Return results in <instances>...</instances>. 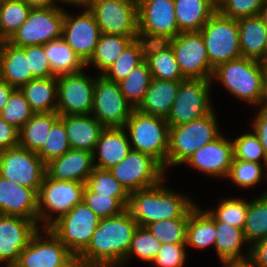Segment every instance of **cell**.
<instances>
[{
	"label": "cell",
	"mask_w": 267,
	"mask_h": 267,
	"mask_svg": "<svg viewBox=\"0 0 267 267\" xmlns=\"http://www.w3.org/2000/svg\"><path fill=\"white\" fill-rule=\"evenodd\" d=\"M16 88L10 86L6 81L0 78V112L2 109L5 107L7 104L11 93L15 90Z\"/></svg>",
	"instance_id": "cell-56"
},
{
	"label": "cell",
	"mask_w": 267,
	"mask_h": 267,
	"mask_svg": "<svg viewBox=\"0 0 267 267\" xmlns=\"http://www.w3.org/2000/svg\"><path fill=\"white\" fill-rule=\"evenodd\" d=\"M83 202L101 219L117 216L126 210L115 197L92 192L87 186L84 189Z\"/></svg>",
	"instance_id": "cell-48"
},
{
	"label": "cell",
	"mask_w": 267,
	"mask_h": 267,
	"mask_svg": "<svg viewBox=\"0 0 267 267\" xmlns=\"http://www.w3.org/2000/svg\"><path fill=\"white\" fill-rule=\"evenodd\" d=\"M144 60L145 41L137 38L124 49L121 56L102 74V76L110 81L119 83Z\"/></svg>",
	"instance_id": "cell-37"
},
{
	"label": "cell",
	"mask_w": 267,
	"mask_h": 267,
	"mask_svg": "<svg viewBox=\"0 0 267 267\" xmlns=\"http://www.w3.org/2000/svg\"><path fill=\"white\" fill-rule=\"evenodd\" d=\"M59 118L57 112L34 113L19 130V146L37 153L45 145L52 125Z\"/></svg>",
	"instance_id": "cell-34"
},
{
	"label": "cell",
	"mask_w": 267,
	"mask_h": 267,
	"mask_svg": "<svg viewBox=\"0 0 267 267\" xmlns=\"http://www.w3.org/2000/svg\"><path fill=\"white\" fill-rule=\"evenodd\" d=\"M30 11L23 0H6L0 5V28L7 40L27 20Z\"/></svg>",
	"instance_id": "cell-41"
},
{
	"label": "cell",
	"mask_w": 267,
	"mask_h": 267,
	"mask_svg": "<svg viewBox=\"0 0 267 267\" xmlns=\"http://www.w3.org/2000/svg\"><path fill=\"white\" fill-rule=\"evenodd\" d=\"M88 10L101 33L139 37L137 0H95Z\"/></svg>",
	"instance_id": "cell-13"
},
{
	"label": "cell",
	"mask_w": 267,
	"mask_h": 267,
	"mask_svg": "<svg viewBox=\"0 0 267 267\" xmlns=\"http://www.w3.org/2000/svg\"><path fill=\"white\" fill-rule=\"evenodd\" d=\"M20 90L34 113L57 112V102H55L58 95L57 76L33 79Z\"/></svg>",
	"instance_id": "cell-31"
},
{
	"label": "cell",
	"mask_w": 267,
	"mask_h": 267,
	"mask_svg": "<svg viewBox=\"0 0 267 267\" xmlns=\"http://www.w3.org/2000/svg\"><path fill=\"white\" fill-rule=\"evenodd\" d=\"M123 128L128 129L131 149L150 155L165 171L169 148V124L166 119L133 109Z\"/></svg>",
	"instance_id": "cell-5"
},
{
	"label": "cell",
	"mask_w": 267,
	"mask_h": 267,
	"mask_svg": "<svg viewBox=\"0 0 267 267\" xmlns=\"http://www.w3.org/2000/svg\"><path fill=\"white\" fill-rule=\"evenodd\" d=\"M181 81L152 78L142 102L136 108L139 112L167 118L176 99Z\"/></svg>",
	"instance_id": "cell-29"
},
{
	"label": "cell",
	"mask_w": 267,
	"mask_h": 267,
	"mask_svg": "<svg viewBox=\"0 0 267 267\" xmlns=\"http://www.w3.org/2000/svg\"><path fill=\"white\" fill-rule=\"evenodd\" d=\"M262 172L261 163L233 159L227 176L239 187L249 188L260 182Z\"/></svg>",
	"instance_id": "cell-49"
},
{
	"label": "cell",
	"mask_w": 267,
	"mask_h": 267,
	"mask_svg": "<svg viewBox=\"0 0 267 267\" xmlns=\"http://www.w3.org/2000/svg\"><path fill=\"white\" fill-rule=\"evenodd\" d=\"M25 55L28 56L29 71L32 72L33 79L55 77L46 57L44 45L26 46Z\"/></svg>",
	"instance_id": "cell-51"
},
{
	"label": "cell",
	"mask_w": 267,
	"mask_h": 267,
	"mask_svg": "<svg viewBox=\"0 0 267 267\" xmlns=\"http://www.w3.org/2000/svg\"><path fill=\"white\" fill-rule=\"evenodd\" d=\"M133 108L123 96L118 83L99 75L95 80L91 113L105 128L124 127Z\"/></svg>",
	"instance_id": "cell-15"
},
{
	"label": "cell",
	"mask_w": 267,
	"mask_h": 267,
	"mask_svg": "<svg viewBox=\"0 0 267 267\" xmlns=\"http://www.w3.org/2000/svg\"><path fill=\"white\" fill-rule=\"evenodd\" d=\"M261 105V109L255 117L252 128L258 136L267 157V103Z\"/></svg>",
	"instance_id": "cell-54"
},
{
	"label": "cell",
	"mask_w": 267,
	"mask_h": 267,
	"mask_svg": "<svg viewBox=\"0 0 267 267\" xmlns=\"http://www.w3.org/2000/svg\"><path fill=\"white\" fill-rule=\"evenodd\" d=\"M19 145V130L0 117V151Z\"/></svg>",
	"instance_id": "cell-53"
},
{
	"label": "cell",
	"mask_w": 267,
	"mask_h": 267,
	"mask_svg": "<svg viewBox=\"0 0 267 267\" xmlns=\"http://www.w3.org/2000/svg\"><path fill=\"white\" fill-rule=\"evenodd\" d=\"M128 138L123 127L104 128L93 151V163L99 160L94 167L109 170L120 163L132 150Z\"/></svg>",
	"instance_id": "cell-24"
},
{
	"label": "cell",
	"mask_w": 267,
	"mask_h": 267,
	"mask_svg": "<svg viewBox=\"0 0 267 267\" xmlns=\"http://www.w3.org/2000/svg\"><path fill=\"white\" fill-rule=\"evenodd\" d=\"M86 186L92 192L115 197L125 208L127 207L129 194L109 170L94 167Z\"/></svg>",
	"instance_id": "cell-40"
},
{
	"label": "cell",
	"mask_w": 267,
	"mask_h": 267,
	"mask_svg": "<svg viewBox=\"0 0 267 267\" xmlns=\"http://www.w3.org/2000/svg\"><path fill=\"white\" fill-rule=\"evenodd\" d=\"M152 80V75L147 62L144 60L118 84L126 101L133 109L142 102Z\"/></svg>",
	"instance_id": "cell-38"
},
{
	"label": "cell",
	"mask_w": 267,
	"mask_h": 267,
	"mask_svg": "<svg viewBox=\"0 0 267 267\" xmlns=\"http://www.w3.org/2000/svg\"><path fill=\"white\" fill-rule=\"evenodd\" d=\"M189 218L164 219L146 226L150 233L163 243H186V226Z\"/></svg>",
	"instance_id": "cell-42"
},
{
	"label": "cell",
	"mask_w": 267,
	"mask_h": 267,
	"mask_svg": "<svg viewBox=\"0 0 267 267\" xmlns=\"http://www.w3.org/2000/svg\"><path fill=\"white\" fill-rule=\"evenodd\" d=\"M109 171L128 194L157 185L165 175L163 167L154 158L135 150Z\"/></svg>",
	"instance_id": "cell-12"
},
{
	"label": "cell",
	"mask_w": 267,
	"mask_h": 267,
	"mask_svg": "<svg viewBox=\"0 0 267 267\" xmlns=\"http://www.w3.org/2000/svg\"><path fill=\"white\" fill-rule=\"evenodd\" d=\"M33 114L34 112L25 99L23 92L20 89H15L0 112V117L20 130L31 119Z\"/></svg>",
	"instance_id": "cell-44"
},
{
	"label": "cell",
	"mask_w": 267,
	"mask_h": 267,
	"mask_svg": "<svg viewBox=\"0 0 267 267\" xmlns=\"http://www.w3.org/2000/svg\"><path fill=\"white\" fill-rule=\"evenodd\" d=\"M65 2L69 4H74V5H82L83 7H86L88 9L90 5L95 1V0H60V2Z\"/></svg>",
	"instance_id": "cell-60"
},
{
	"label": "cell",
	"mask_w": 267,
	"mask_h": 267,
	"mask_svg": "<svg viewBox=\"0 0 267 267\" xmlns=\"http://www.w3.org/2000/svg\"><path fill=\"white\" fill-rule=\"evenodd\" d=\"M45 141V145L36 154L46 165L52 159L62 156L71 149L67 140L64 123L60 119L52 125Z\"/></svg>",
	"instance_id": "cell-43"
},
{
	"label": "cell",
	"mask_w": 267,
	"mask_h": 267,
	"mask_svg": "<svg viewBox=\"0 0 267 267\" xmlns=\"http://www.w3.org/2000/svg\"><path fill=\"white\" fill-rule=\"evenodd\" d=\"M215 218L207 211L194 207L186 226V246L203 249L215 244Z\"/></svg>",
	"instance_id": "cell-33"
},
{
	"label": "cell",
	"mask_w": 267,
	"mask_h": 267,
	"mask_svg": "<svg viewBox=\"0 0 267 267\" xmlns=\"http://www.w3.org/2000/svg\"><path fill=\"white\" fill-rule=\"evenodd\" d=\"M85 187L86 183L53 180L46 174L38 192V221L44 222L42 227L49 228L58 218L82 203ZM47 209L48 212L45 211ZM52 211L59 213L55 219H52Z\"/></svg>",
	"instance_id": "cell-8"
},
{
	"label": "cell",
	"mask_w": 267,
	"mask_h": 267,
	"mask_svg": "<svg viewBox=\"0 0 267 267\" xmlns=\"http://www.w3.org/2000/svg\"><path fill=\"white\" fill-rule=\"evenodd\" d=\"M162 243L159 242L146 227L138 226L134 231L131 245L125 260L130 255H136L146 262H153Z\"/></svg>",
	"instance_id": "cell-46"
},
{
	"label": "cell",
	"mask_w": 267,
	"mask_h": 267,
	"mask_svg": "<svg viewBox=\"0 0 267 267\" xmlns=\"http://www.w3.org/2000/svg\"><path fill=\"white\" fill-rule=\"evenodd\" d=\"M137 38L139 37L101 33L95 50L85 66L92 63L102 75L121 56L124 49Z\"/></svg>",
	"instance_id": "cell-32"
},
{
	"label": "cell",
	"mask_w": 267,
	"mask_h": 267,
	"mask_svg": "<svg viewBox=\"0 0 267 267\" xmlns=\"http://www.w3.org/2000/svg\"><path fill=\"white\" fill-rule=\"evenodd\" d=\"M175 54L185 79H211L214 69L210 66L205 43L200 32H182L167 41Z\"/></svg>",
	"instance_id": "cell-16"
},
{
	"label": "cell",
	"mask_w": 267,
	"mask_h": 267,
	"mask_svg": "<svg viewBox=\"0 0 267 267\" xmlns=\"http://www.w3.org/2000/svg\"><path fill=\"white\" fill-rule=\"evenodd\" d=\"M0 175L38 193L46 175V164L35 152L18 145L0 151Z\"/></svg>",
	"instance_id": "cell-14"
},
{
	"label": "cell",
	"mask_w": 267,
	"mask_h": 267,
	"mask_svg": "<svg viewBox=\"0 0 267 267\" xmlns=\"http://www.w3.org/2000/svg\"><path fill=\"white\" fill-rule=\"evenodd\" d=\"M6 0H0V5L3 4Z\"/></svg>",
	"instance_id": "cell-64"
},
{
	"label": "cell",
	"mask_w": 267,
	"mask_h": 267,
	"mask_svg": "<svg viewBox=\"0 0 267 267\" xmlns=\"http://www.w3.org/2000/svg\"><path fill=\"white\" fill-rule=\"evenodd\" d=\"M264 71V89L267 97V59L261 61Z\"/></svg>",
	"instance_id": "cell-62"
},
{
	"label": "cell",
	"mask_w": 267,
	"mask_h": 267,
	"mask_svg": "<svg viewBox=\"0 0 267 267\" xmlns=\"http://www.w3.org/2000/svg\"><path fill=\"white\" fill-rule=\"evenodd\" d=\"M264 22L265 28L267 30V0L264 1V6L259 14Z\"/></svg>",
	"instance_id": "cell-61"
},
{
	"label": "cell",
	"mask_w": 267,
	"mask_h": 267,
	"mask_svg": "<svg viewBox=\"0 0 267 267\" xmlns=\"http://www.w3.org/2000/svg\"><path fill=\"white\" fill-rule=\"evenodd\" d=\"M100 34V27L88 9L77 17L65 12L62 38L84 63L91 58Z\"/></svg>",
	"instance_id": "cell-19"
},
{
	"label": "cell",
	"mask_w": 267,
	"mask_h": 267,
	"mask_svg": "<svg viewBox=\"0 0 267 267\" xmlns=\"http://www.w3.org/2000/svg\"><path fill=\"white\" fill-rule=\"evenodd\" d=\"M65 11L54 6L31 9L27 20L7 40L17 47L44 45L62 37Z\"/></svg>",
	"instance_id": "cell-10"
},
{
	"label": "cell",
	"mask_w": 267,
	"mask_h": 267,
	"mask_svg": "<svg viewBox=\"0 0 267 267\" xmlns=\"http://www.w3.org/2000/svg\"><path fill=\"white\" fill-rule=\"evenodd\" d=\"M64 123L66 136L71 149L92 152L105 128L90 114L66 115L59 118Z\"/></svg>",
	"instance_id": "cell-25"
},
{
	"label": "cell",
	"mask_w": 267,
	"mask_h": 267,
	"mask_svg": "<svg viewBox=\"0 0 267 267\" xmlns=\"http://www.w3.org/2000/svg\"><path fill=\"white\" fill-rule=\"evenodd\" d=\"M0 215L19 216L38 224V193L0 175Z\"/></svg>",
	"instance_id": "cell-22"
},
{
	"label": "cell",
	"mask_w": 267,
	"mask_h": 267,
	"mask_svg": "<svg viewBox=\"0 0 267 267\" xmlns=\"http://www.w3.org/2000/svg\"><path fill=\"white\" fill-rule=\"evenodd\" d=\"M233 160V144L223 136L197 149L184 163L210 176L226 177Z\"/></svg>",
	"instance_id": "cell-21"
},
{
	"label": "cell",
	"mask_w": 267,
	"mask_h": 267,
	"mask_svg": "<svg viewBox=\"0 0 267 267\" xmlns=\"http://www.w3.org/2000/svg\"><path fill=\"white\" fill-rule=\"evenodd\" d=\"M137 227L127 210L117 216L102 218L90 244L79 256L91 267L122 266Z\"/></svg>",
	"instance_id": "cell-1"
},
{
	"label": "cell",
	"mask_w": 267,
	"mask_h": 267,
	"mask_svg": "<svg viewBox=\"0 0 267 267\" xmlns=\"http://www.w3.org/2000/svg\"><path fill=\"white\" fill-rule=\"evenodd\" d=\"M34 220L0 215V263L13 266L30 238L39 230Z\"/></svg>",
	"instance_id": "cell-20"
},
{
	"label": "cell",
	"mask_w": 267,
	"mask_h": 267,
	"mask_svg": "<svg viewBox=\"0 0 267 267\" xmlns=\"http://www.w3.org/2000/svg\"><path fill=\"white\" fill-rule=\"evenodd\" d=\"M44 48L55 76L78 73L86 67L85 63L62 37L44 44Z\"/></svg>",
	"instance_id": "cell-35"
},
{
	"label": "cell",
	"mask_w": 267,
	"mask_h": 267,
	"mask_svg": "<svg viewBox=\"0 0 267 267\" xmlns=\"http://www.w3.org/2000/svg\"><path fill=\"white\" fill-rule=\"evenodd\" d=\"M0 78L16 89L33 80L25 47L14 46L7 40L0 44Z\"/></svg>",
	"instance_id": "cell-26"
},
{
	"label": "cell",
	"mask_w": 267,
	"mask_h": 267,
	"mask_svg": "<svg viewBox=\"0 0 267 267\" xmlns=\"http://www.w3.org/2000/svg\"><path fill=\"white\" fill-rule=\"evenodd\" d=\"M233 144V159L251 162H264L266 165L267 157L258 136L253 132L246 133L232 141Z\"/></svg>",
	"instance_id": "cell-47"
},
{
	"label": "cell",
	"mask_w": 267,
	"mask_h": 267,
	"mask_svg": "<svg viewBox=\"0 0 267 267\" xmlns=\"http://www.w3.org/2000/svg\"><path fill=\"white\" fill-rule=\"evenodd\" d=\"M163 182L129 194L126 210L138 226L146 227L164 219L189 218L196 206L187 196L164 187Z\"/></svg>",
	"instance_id": "cell-2"
},
{
	"label": "cell",
	"mask_w": 267,
	"mask_h": 267,
	"mask_svg": "<svg viewBox=\"0 0 267 267\" xmlns=\"http://www.w3.org/2000/svg\"><path fill=\"white\" fill-rule=\"evenodd\" d=\"M211 79H217L227 91L251 105L267 103L261 61L240 57L222 63L214 69Z\"/></svg>",
	"instance_id": "cell-3"
},
{
	"label": "cell",
	"mask_w": 267,
	"mask_h": 267,
	"mask_svg": "<svg viewBox=\"0 0 267 267\" xmlns=\"http://www.w3.org/2000/svg\"><path fill=\"white\" fill-rule=\"evenodd\" d=\"M199 32L213 69L222 63L242 57L237 19L226 17L216 11Z\"/></svg>",
	"instance_id": "cell-6"
},
{
	"label": "cell",
	"mask_w": 267,
	"mask_h": 267,
	"mask_svg": "<svg viewBox=\"0 0 267 267\" xmlns=\"http://www.w3.org/2000/svg\"><path fill=\"white\" fill-rule=\"evenodd\" d=\"M93 153L70 149L46 165V174L53 180L86 183L94 168Z\"/></svg>",
	"instance_id": "cell-23"
},
{
	"label": "cell",
	"mask_w": 267,
	"mask_h": 267,
	"mask_svg": "<svg viewBox=\"0 0 267 267\" xmlns=\"http://www.w3.org/2000/svg\"><path fill=\"white\" fill-rule=\"evenodd\" d=\"M31 9L54 7L58 0H23Z\"/></svg>",
	"instance_id": "cell-57"
},
{
	"label": "cell",
	"mask_w": 267,
	"mask_h": 267,
	"mask_svg": "<svg viewBox=\"0 0 267 267\" xmlns=\"http://www.w3.org/2000/svg\"><path fill=\"white\" fill-rule=\"evenodd\" d=\"M211 79L181 81L176 99L166 118L169 126H177L200 119L213 111L209 92Z\"/></svg>",
	"instance_id": "cell-11"
},
{
	"label": "cell",
	"mask_w": 267,
	"mask_h": 267,
	"mask_svg": "<svg viewBox=\"0 0 267 267\" xmlns=\"http://www.w3.org/2000/svg\"><path fill=\"white\" fill-rule=\"evenodd\" d=\"M179 32H199L217 11L215 0H174Z\"/></svg>",
	"instance_id": "cell-30"
},
{
	"label": "cell",
	"mask_w": 267,
	"mask_h": 267,
	"mask_svg": "<svg viewBox=\"0 0 267 267\" xmlns=\"http://www.w3.org/2000/svg\"><path fill=\"white\" fill-rule=\"evenodd\" d=\"M186 243H163L153 263L157 267H183Z\"/></svg>",
	"instance_id": "cell-52"
},
{
	"label": "cell",
	"mask_w": 267,
	"mask_h": 267,
	"mask_svg": "<svg viewBox=\"0 0 267 267\" xmlns=\"http://www.w3.org/2000/svg\"><path fill=\"white\" fill-rule=\"evenodd\" d=\"M221 135L214 111L177 126H169V148L165 168L183 164L197 149Z\"/></svg>",
	"instance_id": "cell-4"
},
{
	"label": "cell",
	"mask_w": 267,
	"mask_h": 267,
	"mask_svg": "<svg viewBox=\"0 0 267 267\" xmlns=\"http://www.w3.org/2000/svg\"><path fill=\"white\" fill-rule=\"evenodd\" d=\"M245 240L248 244L267 236V194L249 202L245 226L243 228Z\"/></svg>",
	"instance_id": "cell-39"
},
{
	"label": "cell",
	"mask_w": 267,
	"mask_h": 267,
	"mask_svg": "<svg viewBox=\"0 0 267 267\" xmlns=\"http://www.w3.org/2000/svg\"><path fill=\"white\" fill-rule=\"evenodd\" d=\"M237 20L242 57L258 61L267 59V30L261 16L255 15Z\"/></svg>",
	"instance_id": "cell-27"
},
{
	"label": "cell",
	"mask_w": 267,
	"mask_h": 267,
	"mask_svg": "<svg viewBox=\"0 0 267 267\" xmlns=\"http://www.w3.org/2000/svg\"><path fill=\"white\" fill-rule=\"evenodd\" d=\"M145 61L152 78L171 81H183L174 51L167 41L145 42Z\"/></svg>",
	"instance_id": "cell-28"
},
{
	"label": "cell",
	"mask_w": 267,
	"mask_h": 267,
	"mask_svg": "<svg viewBox=\"0 0 267 267\" xmlns=\"http://www.w3.org/2000/svg\"><path fill=\"white\" fill-rule=\"evenodd\" d=\"M95 80L96 78H90L82 71L57 76V114H91Z\"/></svg>",
	"instance_id": "cell-17"
},
{
	"label": "cell",
	"mask_w": 267,
	"mask_h": 267,
	"mask_svg": "<svg viewBox=\"0 0 267 267\" xmlns=\"http://www.w3.org/2000/svg\"><path fill=\"white\" fill-rule=\"evenodd\" d=\"M100 219L82 202L58 218L49 229L74 256H79L90 244Z\"/></svg>",
	"instance_id": "cell-7"
},
{
	"label": "cell",
	"mask_w": 267,
	"mask_h": 267,
	"mask_svg": "<svg viewBox=\"0 0 267 267\" xmlns=\"http://www.w3.org/2000/svg\"><path fill=\"white\" fill-rule=\"evenodd\" d=\"M7 39L2 35V32H1V28H0V44L3 42V41H6Z\"/></svg>",
	"instance_id": "cell-63"
},
{
	"label": "cell",
	"mask_w": 267,
	"mask_h": 267,
	"mask_svg": "<svg viewBox=\"0 0 267 267\" xmlns=\"http://www.w3.org/2000/svg\"><path fill=\"white\" fill-rule=\"evenodd\" d=\"M62 267H91L84 259L80 256H74Z\"/></svg>",
	"instance_id": "cell-59"
},
{
	"label": "cell",
	"mask_w": 267,
	"mask_h": 267,
	"mask_svg": "<svg viewBox=\"0 0 267 267\" xmlns=\"http://www.w3.org/2000/svg\"><path fill=\"white\" fill-rule=\"evenodd\" d=\"M222 264H224L223 267H256L249 258L244 260L226 261Z\"/></svg>",
	"instance_id": "cell-58"
},
{
	"label": "cell",
	"mask_w": 267,
	"mask_h": 267,
	"mask_svg": "<svg viewBox=\"0 0 267 267\" xmlns=\"http://www.w3.org/2000/svg\"><path fill=\"white\" fill-rule=\"evenodd\" d=\"M137 3L140 39L145 42H163L180 33L174 0H137Z\"/></svg>",
	"instance_id": "cell-9"
},
{
	"label": "cell",
	"mask_w": 267,
	"mask_h": 267,
	"mask_svg": "<svg viewBox=\"0 0 267 267\" xmlns=\"http://www.w3.org/2000/svg\"><path fill=\"white\" fill-rule=\"evenodd\" d=\"M247 256L254 265L267 267V236L252 244Z\"/></svg>",
	"instance_id": "cell-55"
},
{
	"label": "cell",
	"mask_w": 267,
	"mask_h": 267,
	"mask_svg": "<svg viewBox=\"0 0 267 267\" xmlns=\"http://www.w3.org/2000/svg\"><path fill=\"white\" fill-rule=\"evenodd\" d=\"M265 0H218L217 11L232 19L259 15Z\"/></svg>",
	"instance_id": "cell-50"
},
{
	"label": "cell",
	"mask_w": 267,
	"mask_h": 267,
	"mask_svg": "<svg viewBox=\"0 0 267 267\" xmlns=\"http://www.w3.org/2000/svg\"><path fill=\"white\" fill-rule=\"evenodd\" d=\"M215 228L216 239L214 246L222 263L249 258V256L245 257L241 253L242 246L248 244L245 240L243 229L217 221L216 219Z\"/></svg>",
	"instance_id": "cell-36"
},
{
	"label": "cell",
	"mask_w": 267,
	"mask_h": 267,
	"mask_svg": "<svg viewBox=\"0 0 267 267\" xmlns=\"http://www.w3.org/2000/svg\"><path fill=\"white\" fill-rule=\"evenodd\" d=\"M249 203L239 198L224 199L218 208L208 212L220 222L230 224L234 227L243 229Z\"/></svg>",
	"instance_id": "cell-45"
},
{
	"label": "cell",
	"mask_w": 267,
	"mask_h": 267,
	"mask_svg": "<svg viewBox=\"0 0 267 267\" xmlns=\"http://www.w3.org/2000/svg\"><path fill=\"white\" fill-rule=\"evenodd\" d=\"M47 239L39 235V230L30 238L29 244L22 250L14 267H62L70 261L74 255L51 232L44 229Z\"/></svg>",
	"instance_id": "cell-18"
}]
</instances>
